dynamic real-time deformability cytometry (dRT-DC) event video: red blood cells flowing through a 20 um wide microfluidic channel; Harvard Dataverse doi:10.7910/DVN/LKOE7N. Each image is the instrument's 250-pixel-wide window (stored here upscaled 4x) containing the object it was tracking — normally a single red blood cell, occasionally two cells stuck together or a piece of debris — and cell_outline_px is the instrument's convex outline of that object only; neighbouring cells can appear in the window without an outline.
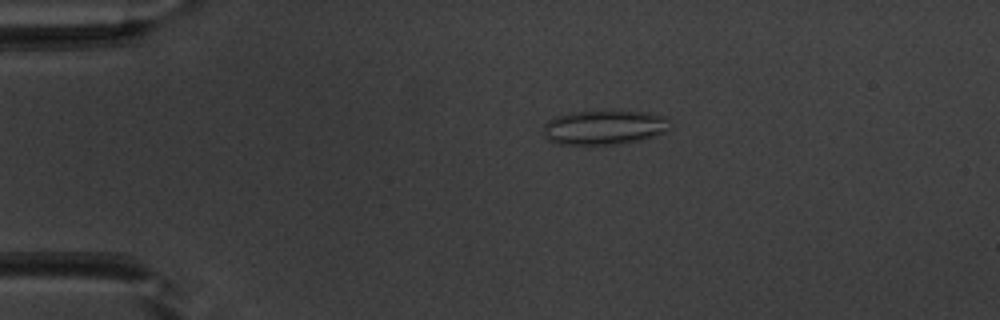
{"species": "common noctule bat (a hibernating species)", "species_latin": "Nyctalus noctula", "temperature_condition": "warm", "stored_images_in_passage": 51, "camera_frame_rate_fps": 3000, "um_per_image_px": 0.085, "animal": {"sex": "male", "body_mass_g": 20.1, "forearm_length_mm": 53.5}, "frame": {"image": 1, "passage_image": 11, "time_ms": 3.333, "image_size_px": [1000, 320], "cell_outline_px": [[672, 128], [656, 136], [640, 140], [616, 144], [556, 144], [548, 140], [544, 132], [544, 124], [548, 120], [556, 116], [572, 112], [648, 112], [664, 116]], "centroid_in_image_um": [51.37, 10.84], "position_along_channel_um": 33.6, "area_um2": 25.14}}
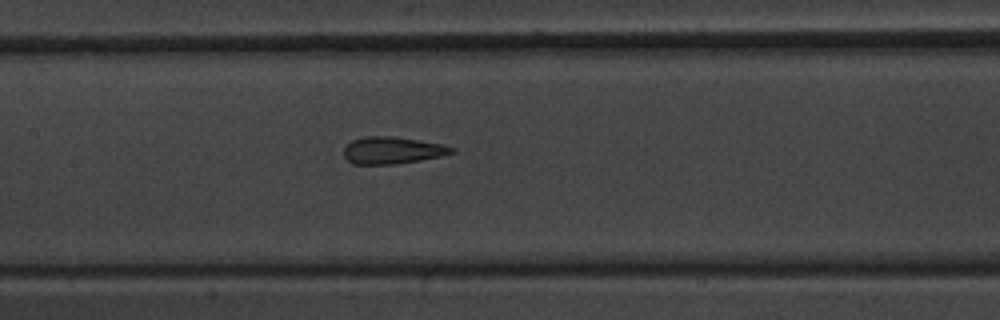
{"frame": {"image": 2, "passage_image": 25, "time_ms": 8.0, "image_size_px": [1000, 320], "cell_outline_px": [[456, 152], [440, 156], [420, 160], [396, 164], [352, 164], [344, 156], [344, 148], [352, 140], [364, 136], [396, 136], [444, 144], [456, 148]], "centroid_in_image_um": [33.38, 12.77], "position_along_channel_um": 174.0, "area_um2": 17.17}}
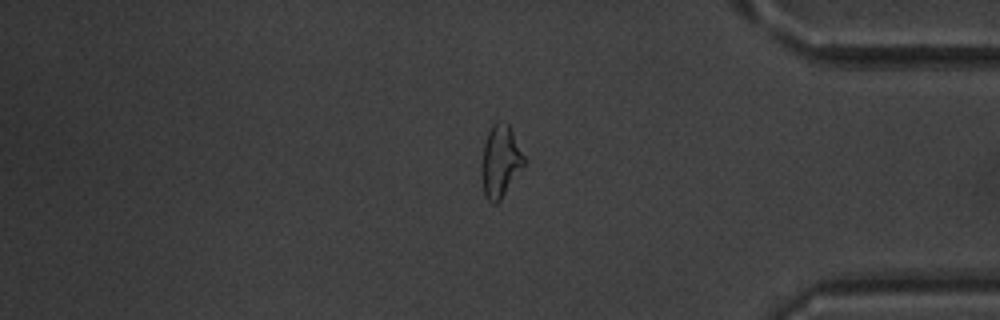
{"frame": {"image": 3, "passage_image": 43, "time_ms": 14.0, "image_size_px": [1000, 320], "cell_outline_px": [[524, 164], [500, 200], [496, 204], [492, 204], [484, 196], [480, 172], [480, 168], [484, 144], [488, 132], [492, 124], [496, 120], [500, 120], [508, 124], [524, 156]], "centroid_in_image_um": [42.48, 13.71], "position_along_channel_um": 392.7, "area_um2": 17.74}, "authors_computed_cell_mechanics": {"area_um2": 18.1492, "velocity_mm_per_s": 4.0115, "shape_relaxation_time_tau1_ms": null, "shape_relaxation_time_tau2_ms": 1.3504, "deformation_change_tau1": null, "deformation_change_tau2": 0.1196}}